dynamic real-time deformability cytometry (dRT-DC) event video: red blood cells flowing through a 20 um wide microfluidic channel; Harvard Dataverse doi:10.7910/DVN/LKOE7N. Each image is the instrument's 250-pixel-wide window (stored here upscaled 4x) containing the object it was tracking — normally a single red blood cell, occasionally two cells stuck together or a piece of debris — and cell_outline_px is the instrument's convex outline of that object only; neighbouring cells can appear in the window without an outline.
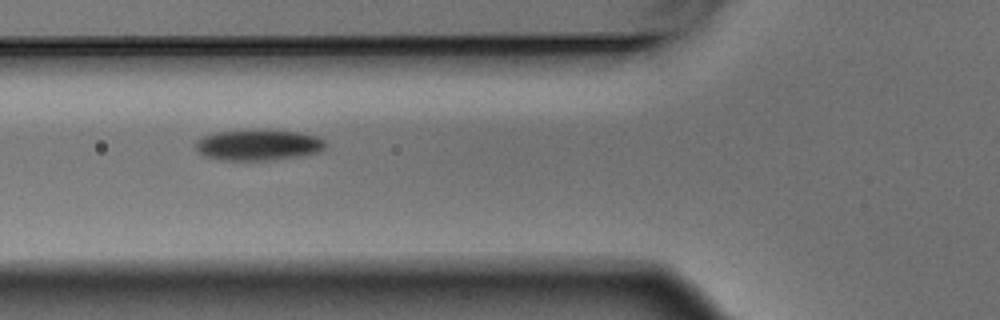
{"species": "Egyptian fruit bat (a non-hibernating species)", "species_latin": "Rousettus aegyptiacus", "temperature_condition": "warm", "stored_images_in_passage": 5, "camera_frame_rate_fps": 3000, "um_per_image_px": 0.085, "animal": {"sex": "male"}, "frame": {"image": 1, "passage_image": 5, "time_ms": 1.333, "image_size_px": [1000, 320], "cell_outline_px": [[324, 148], [320, 152], [272, 160], [224, 160], [204, 156], [196, 148], [196, 140], [204, 136], [220, 132], [260, 128], [268, 128], [300, 132], [316, 136], [324, 140]], "centroid_in_image_um": [21.97, 12.29], "position_along_channel_um": 103.8, "area_um2": 23.58}}